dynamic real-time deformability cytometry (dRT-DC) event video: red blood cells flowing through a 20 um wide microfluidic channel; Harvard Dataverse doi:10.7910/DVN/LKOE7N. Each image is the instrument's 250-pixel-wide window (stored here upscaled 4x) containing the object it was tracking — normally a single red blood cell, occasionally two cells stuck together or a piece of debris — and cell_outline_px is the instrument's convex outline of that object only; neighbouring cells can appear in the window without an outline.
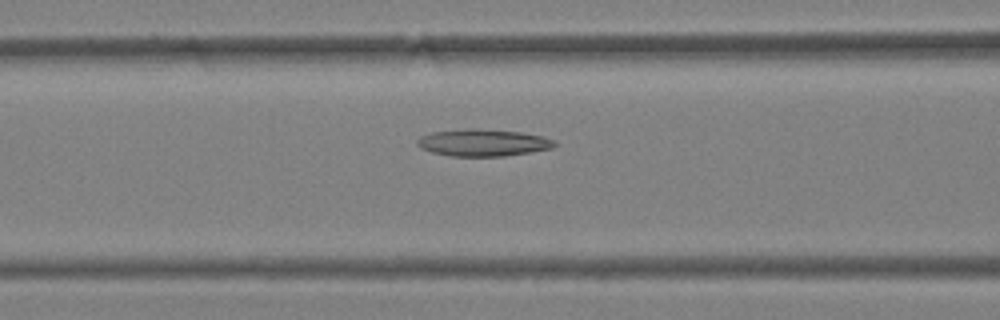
{"species": "Egyptian fruit bat (a non-hibernating species)", "species_latin": "Rousettus aegyptiacus", "temperature_condition": "warm", "stored_images_in_passage": 42, "camera_frame_rate_fps": 3000, "um_per_image_px": 0.085, "animal": {"sex": "female"}, "frame": {"image": 1, "passage_image": 15, "time_ms": 4.667, "image_size_px": [1000, 320], "cell_outline_px": [[556, 144], [552, 148], [504, 156], [452, 156], [432, 152], [420, 148], [416, 144], [416, 140], [420, 136], [432, 132], [468, 128], [472, 128], [520, 132], [544, 136], [552, 140]], "centroid_in_image_um": [41.01, 12.12], "position_along_channel_um": 125.6, "area_um2": 21.5}}
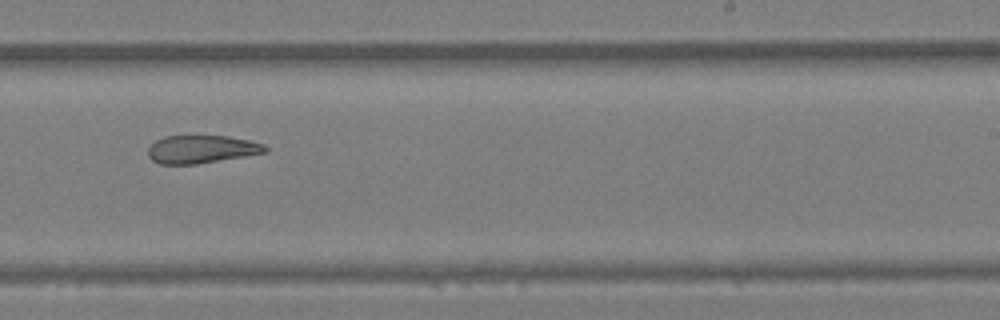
{"frame": {"image": 2, "passage_image": 25, "time_ms": 8.0, "image_size_px": [1000, 320], "cell_outline_px": [[268, 152], [196, 164], [160, 164], [152, 160], [148, 156], [148, 148], [156, 140], [164, 136], [228, 136], [248, 140], [264, 144], [268, 148]], "centroid_in_image_um": [17.12, 12.68], "position_along_channel_um": 271.9, "area_um2": 19.02}}
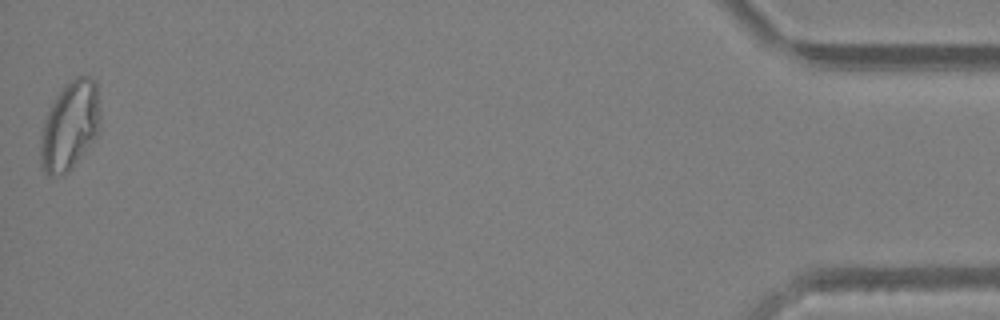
{"frame": {"image": 3, "passage_image": 42, "time_ms": 13.667, "image_size_px": [1000, 320], "cell_outline_px": [[100, 124], [96, 136], [72, 168], [68, 172], [48, 176], [40, 168], [40, 132], [44, 120], [52, 100], [64, 84], [76, 76], [88, 76], [96, 84], [100, 116]], "centroid_in_image_um": [5.9, 10.68], "position_along_channel_um": 429.3, "area_um2": 31.1}, "authors_computed_cell_mechanics": {"area_um2": 23.409, "velocity_mm_per_s": 4.4049, "shape_relaxation_time_tau1_ms": null, "shape_relaxation_time_tau2_ms": 4.645, "deformation_change_tau1": null, "deformation_change_tau2": 0.1405}}